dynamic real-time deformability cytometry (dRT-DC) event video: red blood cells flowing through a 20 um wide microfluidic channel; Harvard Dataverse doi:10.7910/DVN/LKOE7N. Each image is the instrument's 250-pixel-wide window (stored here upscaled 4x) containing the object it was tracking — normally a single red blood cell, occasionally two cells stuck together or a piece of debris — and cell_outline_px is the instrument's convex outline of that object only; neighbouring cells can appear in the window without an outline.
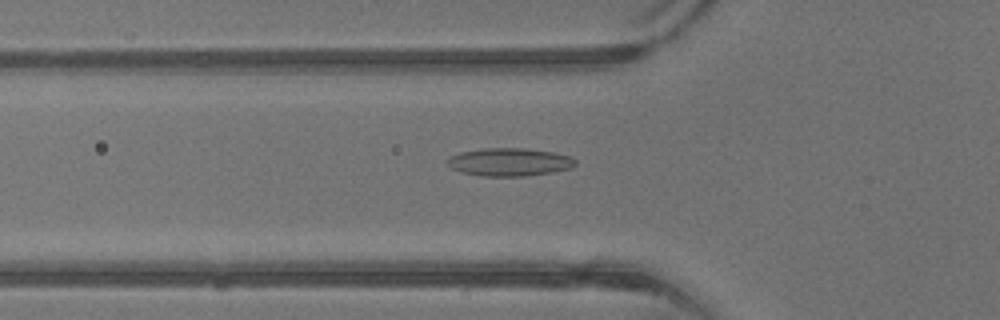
{"species": "common noctule bat (a hibernating species)", "species_latin": "Nyctalus noctula", "temperature_condition": "warm", "stored_images_in_passage": 42, "camera_frame_rate_fps": 3000, "um_per_image_px": 0.085, "animal": {"sex": "male", "body_mass_g": 13.3}, "frame": {"image": 1, "passage_image": 15, "time_ms": 4.667, "image_size_px": [1000, 320], "cell_outline_px": [[576, 164], [572, 168], [552, 172], [524, 176], [484, 176], [460, 172], [452, 168], [444, 160], [448, 156], [460, 152], [484, 148], [524, 148], [552, 152], [572, 156], [576, 160]], "centroid_in_image_um": [43.28, 13.77], "position_along_channel_um": 82.5, "area_um2": 21.04}}
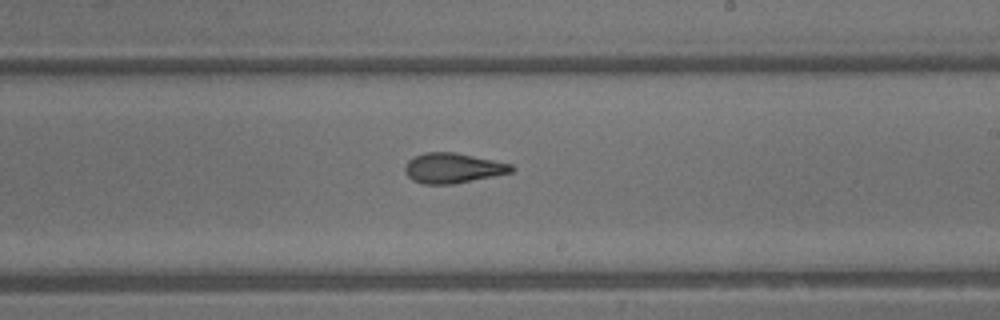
{"frame": {"image": 2, "passage_image": 25, "time_ms": 8.0, "image_size_px": [1000, 320], "cell_outline_px": [[516, 168], [512, 172], [452, 184], [424, 184], [412, 180], [404, 172], [404, 164], [412, 156], [424, 152], [456, 152], [512, 164]], "centroid_in_image_um": [38.45, 14.27], "position_along_channel_um": 250.6, "area_um2": 18.79}}
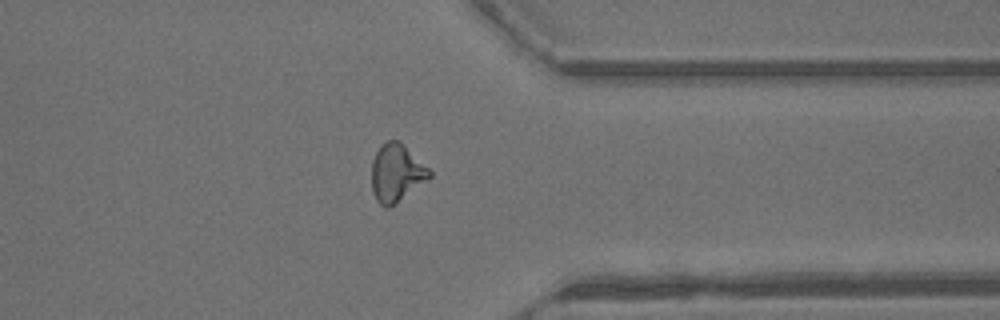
{"frame": {"image": 3, "passage_image": 33, "time_ms": 10.667, "image_size_px": [1000, 320], "cell_outline_px": [[432, 176], [428, 180], [396, 204], [388, 208], [384, 208], [376, 200], [372, 192], [372, 160], [376, 152], [388, 140], [400, 140], [432, 172]], "centroid_in_image_um": [33.7, 14.73], "position_along_channel_um": 377.7, "area_um2": 19.54}}